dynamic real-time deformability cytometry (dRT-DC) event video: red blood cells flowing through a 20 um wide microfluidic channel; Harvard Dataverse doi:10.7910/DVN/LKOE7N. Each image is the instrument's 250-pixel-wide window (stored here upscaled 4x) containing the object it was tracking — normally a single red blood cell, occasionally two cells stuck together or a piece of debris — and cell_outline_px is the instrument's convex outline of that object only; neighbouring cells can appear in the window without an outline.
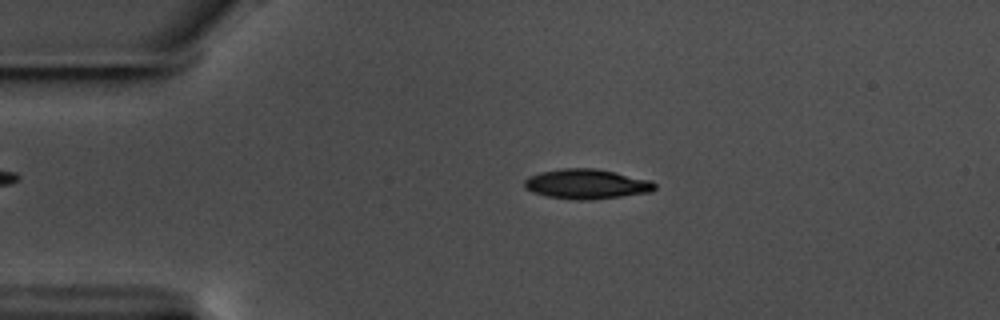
{"species": "common noctule bat (a hibernating species)", "species_latin": "Nyctalus noctula", "temperature_condition": "warm", "stored_images_in_passage": 57, "camera_frame_rate_fps": 3000, "um_per_image_px": 0.085, "animal": {"sex": "male", "body_mass_g": 17.5, "forearm_length_mm": 52.3}, "frame": {"image": 1, "passage_image": 12, "time_ms": 3.667, "image_size_px": [1000, 320], "cell_outline_px": [[656, 188], [652, 192], [592, 200], [572, 200], [548, 196], [532, 192], [524, 188], [524, 180], [528, 176], [540, 172], [560, 168], [596, 168], [616, 172], [652, 180], [656, 184]], "centroid_in_image_um": [49.87, 15.64], "position_along_channel_um": 35.1, "area_um2": 23.0}}
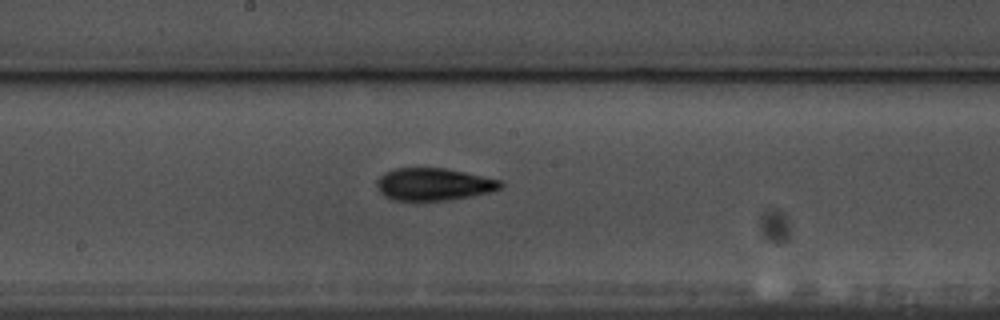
{"frame": {"image": 2, "passage_image": 30, "time_ms": 9.667, "image_size_px": [1000, 320], "cell_outline_px": [[504, 184], [500, 188], [488, 192], [468, 196], [444, 200], [392, 200], [384, 196], [376, 188], [376, 180], [384, 172], [392, 168], [444, 168], [464, 172], [500, 180]], "centroid_in_image_um": [36.78, 15.65], "position_along_channel_um": 211.4, "area_um2": 23.18}}
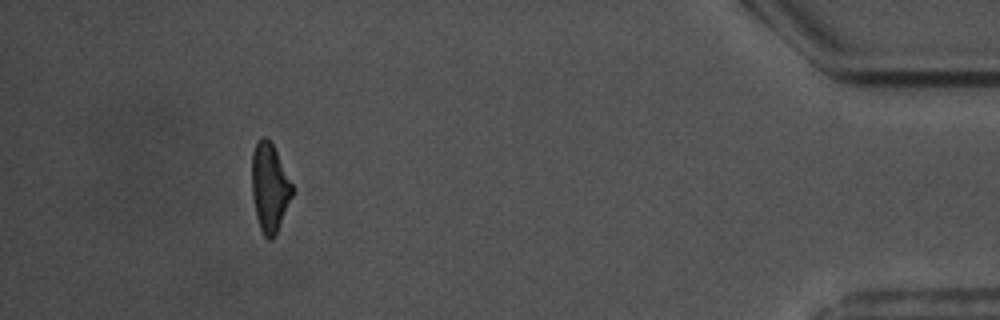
{"frame": {"image": 3, "passage_image": 52, "time_ms": 17.0, "image_size_px": [1000, 320], "cell_outline_px": [[292, 196], [276, 232], [272, 240], [268, 240], [264, 236], [260, 228], [256, 216], [252, 196], [252, 152], [256, 140], [260, 136], [264, 136], [272, 144], [292, 184]], "centroid_in_image_um": [22.88, 15.92], "position_along_channel_um": 412.3, "area_um2": 20.52}, "authors_computed_cell_mechanics": {"area_um2": 22.0218, "velocity_mm_per_s": 3.5918, "shape_relaxation_time_tau1_ms": 3.0806, "shape_relaxation_time_tau2_ms": 3.3799, "deformation_change_tau1": 0.1498, "deformation_change_tau2": 0.1184}}